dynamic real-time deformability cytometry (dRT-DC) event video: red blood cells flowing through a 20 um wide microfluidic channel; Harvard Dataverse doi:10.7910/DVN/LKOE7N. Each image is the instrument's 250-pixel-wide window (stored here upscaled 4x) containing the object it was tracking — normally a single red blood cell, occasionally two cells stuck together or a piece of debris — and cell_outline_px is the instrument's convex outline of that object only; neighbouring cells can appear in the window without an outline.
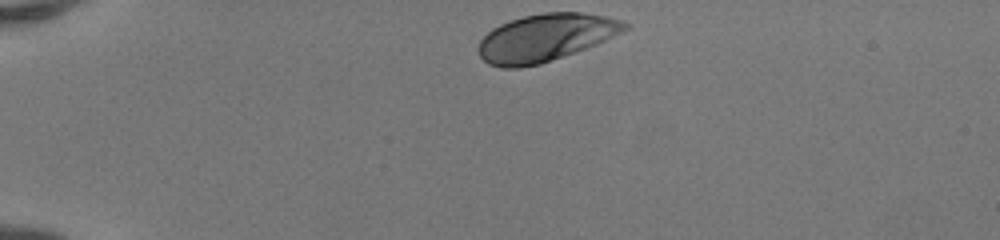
{"species": "human", "species_latin": "Homo sapiens", "temperature_condition": "room temperature", "stored_images_in_passage": 34, "camera_frame_rate_fps": 3000, "um_per_image_px": 0.085, "donor": {"sex": "female"}, "frame": {"image": 1, "passage_image": 1, "time_ms": 0.0, "image_size_px": [1000, 240], "cell_outline_px": [[632, 24], [628, 28], [596, 44], [540, 64], [520, 68], [500, 68], [488, 64], [480, 56], [476, 48], [480, 40], [492, 28], [500, 24], [524, 16], [544, 12], [580, 12], [608, 16]], "centroid_in_image_um": [46.33, 3.2], "position_along_channel_um": 38.7, "area_um2": 40.34}}
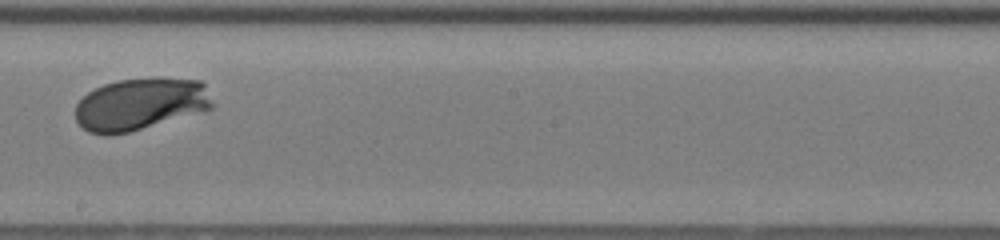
{"frame": {"image": 2, "passage_image": 20, "time_ms": 6.333, "image_size_px": [1000, 240], "cell_outline_px": [[212, 108], [128, 132], [104, 136], [88, 132], [76, 120], [76, 104], [88, 92], [104, 84], [120, 80], [200, 80], [204, 84], [212, 104]], "centroid_in_image_um": [11.85, 8.89], "position_along_channel_um": 236.3, "area_um2": 40.29}}
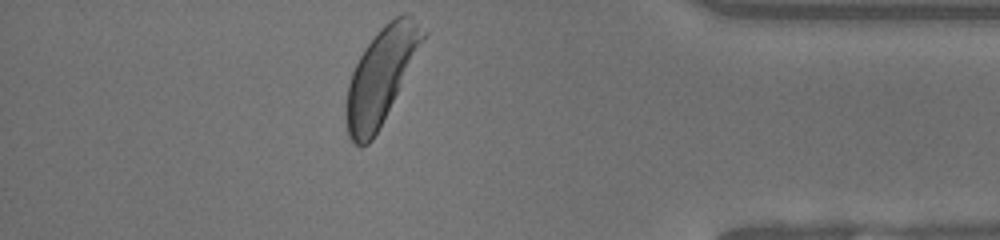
{"frame": {"image": 3, "passage_image": 34, "time_ms": 11.0, "image_size_px": [1000, 240], "cell_outline_px": [[428, 32], [372, 140], [368, 144], [360, 148], [348, 136], [344, 120], [344, 104], [348, 84], [352, 72], [364, 48], [380, 28], [384, 24], [396, 16], [404, 12], [412, 16]], "centroid_in_image_um": [32.33, 6.45], "position_along_channel_um": 402.9, "area_um2": 41.91}, "authors_computed_cell_mechanics": {"area_um2": 40.9224, "velocity_mm_per_s": 4.0983, "shape_relaxation_time_tau1_ms": 1.6511, "shape_relaxation_time_tau2_ms": null, "deformation_change_tau1": 0.1375, "deformation_change_tau2": null}}